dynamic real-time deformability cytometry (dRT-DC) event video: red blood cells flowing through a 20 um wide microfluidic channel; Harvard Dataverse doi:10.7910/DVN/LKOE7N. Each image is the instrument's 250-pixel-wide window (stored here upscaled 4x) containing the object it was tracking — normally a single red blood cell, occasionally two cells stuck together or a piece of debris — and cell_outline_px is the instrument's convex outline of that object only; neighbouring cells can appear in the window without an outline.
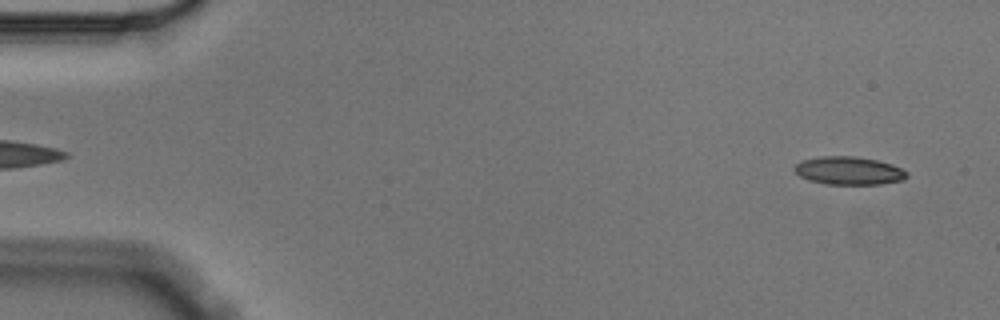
{"species": "Egyptian fruit bat (a non-hibernating species)", "species_latin": "Rousettus aegyptiacus", "temperature_condition": "cold", "stored_images_in_passage": 4, "segment_of_instrument_passage": [2, 2], "camera_frame_rate_fps": 3000, "um_per_image_px": 0.085, "animal": {"sex": "male"}, "frame": {"image": 1, "passage_image": 4, "time_ms": 1.0, "image_size_px": [1000, 320], "cell_outline_px": [[908, 176], [904, 180], [880, 184], [824, 184], [808, 180], [800, 176], [792, 168], [800, 160], [824, 156], [856, 156], [876, 160], [892, 164], [908, 172]], "centroid_in_image_um": [72.14, 14.51], "position_along_channel_um": 12.9, "area_um2": 18.5}}